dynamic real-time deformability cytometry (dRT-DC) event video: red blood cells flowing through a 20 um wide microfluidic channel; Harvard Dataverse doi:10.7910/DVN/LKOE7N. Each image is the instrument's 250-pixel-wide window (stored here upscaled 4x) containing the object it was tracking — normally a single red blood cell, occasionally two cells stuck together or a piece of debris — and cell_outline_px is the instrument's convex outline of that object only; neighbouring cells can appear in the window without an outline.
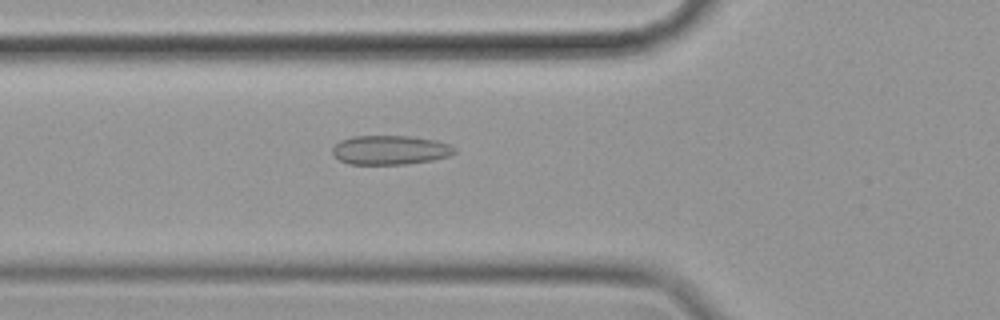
{"species": "common noctule bat (a hibernating species)", "species_latin": "Nyctalus noctula", "temperature_condition": "cold", "stored_images_in_passage": 57, "camera_frame_rate_fps": 3000, "um_per_image_px": 0.085, "animal": {"sex": "female", "body_mass_g": 19.9}, "frame": {"image": 1, "passage_image": 20, "time_ms": 6.333, "image_size_px": [1000, 320], "cell_outline_px": [[456, 152], [452, 156], [432, 160], [404, 164], [348, 164], [332, 156], [332, 148], [340, 140], [352, 136], [412, 136], [436, 140], [448, 144], [456, 148]], "centroid_in_image_um": [33.16, 12.75], "position_along_channel_um": 92.6, "area_um2": 20.98}}
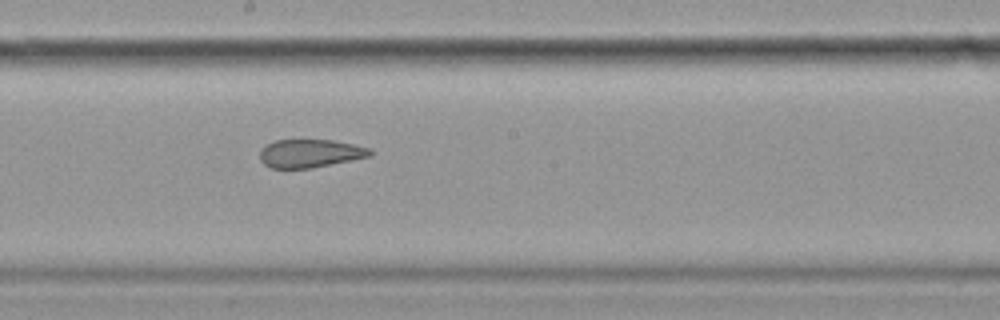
{"frame": {"image": 2, "passage_image": 31, "time_ms": 10.0, "image_size_px": [1000, 320], "cell_outline_px": [[372, 156], [312, 168], [272, 168], [264, 164], [260, 160], [260, 148], [276, 140], [332, 140], [372, 148]], "centroid_in_image_um": [26.37, 13.04], "position_along_channel_um": 221.8, "area_um2": 18.15}}
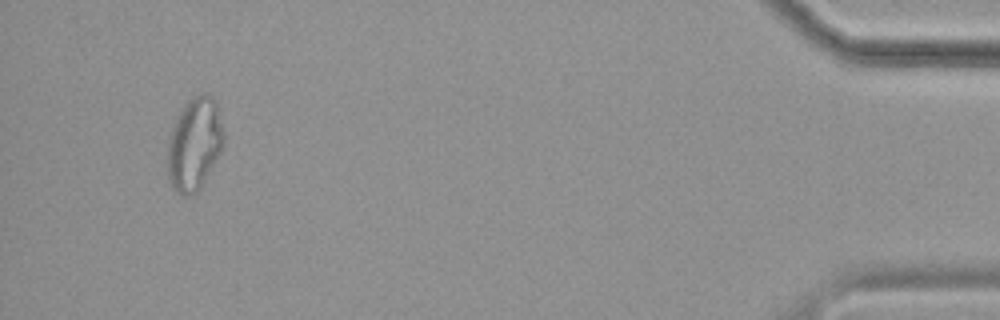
{"frame": {"image": 3, "passage_image": 54, "time_ms": 17.667, "image_size_px": [1000, 320], "cell_outline_px": [[224, 144], [220, 152], [200, 188], [196, 192], [188, 196], [184, 196], [176, 192], [172, 188], [168, 180], [168, 140], [176, 116], [188, 100], [192, 96], [204, 92], [208, 92], [216, 100], [224, 132]], "centroid_in_image_um": [16.53, 12.21], "position_along_channel_um": 418.7, "area_um2": 30.58}, "authors_computed_cell_mechanics": {"area_um2": 23.409, "velocity_mm_per_s": 3.5188, "shape_relaxation_time_tau1_ms": null, "shape_relaxation_time_tau2_ms": 2.2064, "deformation_change_tau1": null, "deformation_change_tau2": 0.077}}